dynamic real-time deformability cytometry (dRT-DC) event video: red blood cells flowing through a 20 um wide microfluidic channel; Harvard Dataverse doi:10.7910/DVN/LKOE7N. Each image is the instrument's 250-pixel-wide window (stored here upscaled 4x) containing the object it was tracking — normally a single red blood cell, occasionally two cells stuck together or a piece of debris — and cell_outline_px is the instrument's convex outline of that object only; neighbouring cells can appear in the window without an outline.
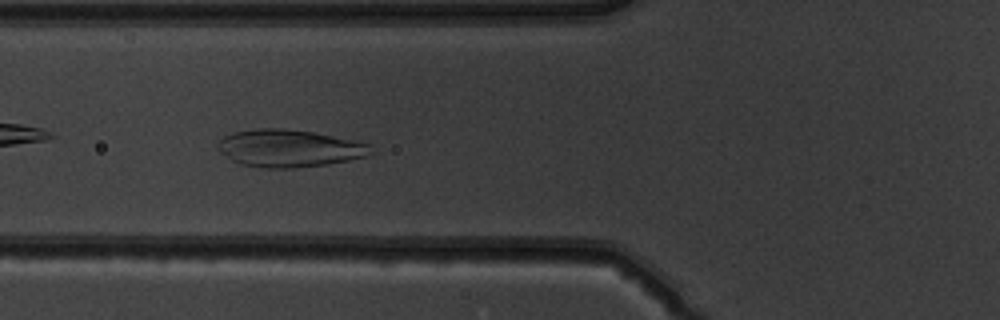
{"species": "common noctule bat (a hibernating species)", "species_latin": "Nyctalus noctula", "temperature_condition": "warm", "stored_images_in_passage": 38, "camera_frame_rate_fps": 3000, "um_per_image_px": 0.085, "animal": {"sex": "male", "body_mass_g": 19.5, "forearm_length_mm": 54.6}, "frame": {"image": 1, "passage_image": 6, "time_ms": 1.667, "image_size_px": [1000, 320], "cell_outline_px": [[372, 152], [368, 156], [328, 164], [296, 168], [264, 168], [240, 164], [232, 160], [220, 152], [216, 148], [216, 144], [224, 136], [232, 132], [260, 128], [280, 128], [312, 132], [372, 144]], "centroid_in_image_um": [24.56, 12.61], "position_along_channel_um": 101.2, "area_um2": 33.41}}
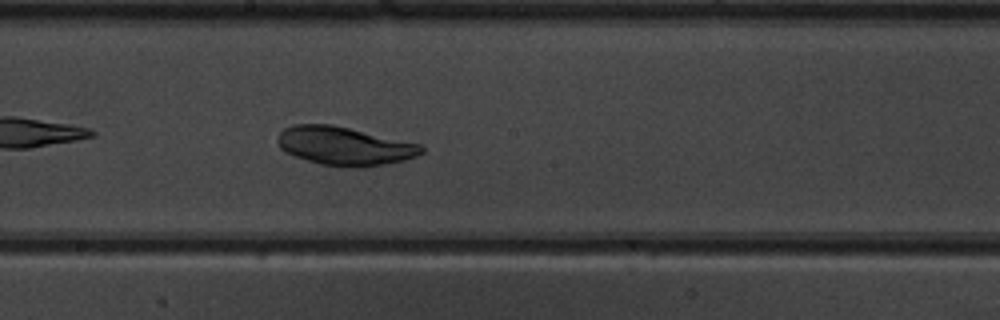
{"frame": {"image": 2, "passage_image": 15, "time_ms": 4.667, "image_size_px": [1000, 320], "cell_outline_px": [[424, 152], [416, 156], [404, 160], [364, 168], [348, 168], [320, 164], [284, 152], [280, 148], [276, 140], [276, 136], [284, 128], [292, 124], [332, 124], [424, 144]], "centroid_in_image_um": [29.29, 12.41], "position_along_channel_um": 218.9, "area_um2": 32.77}}
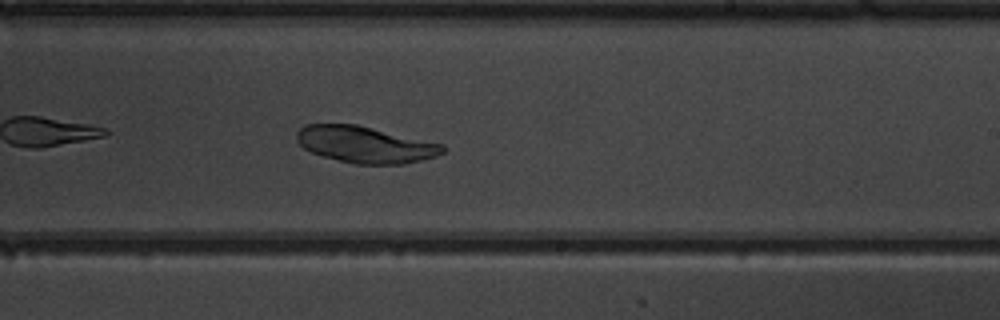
{"frame": {"image": 3, "passage_image": 18, "time_ms": 5.667, "image_size_px": [1000, 320], "cell_outline_px": [[444, 152], [436, 156], [424, 160], [404, 164], [356, 164], [324, 156], [312, 152], [304, 148], [296, 140], [296, 132], [304, 124], [356, 124], [444, 144]], "centroid_in_image_um": [31.06, 12.28], "position_along_channel_um": 257.9, "area_um2": 31.04}}